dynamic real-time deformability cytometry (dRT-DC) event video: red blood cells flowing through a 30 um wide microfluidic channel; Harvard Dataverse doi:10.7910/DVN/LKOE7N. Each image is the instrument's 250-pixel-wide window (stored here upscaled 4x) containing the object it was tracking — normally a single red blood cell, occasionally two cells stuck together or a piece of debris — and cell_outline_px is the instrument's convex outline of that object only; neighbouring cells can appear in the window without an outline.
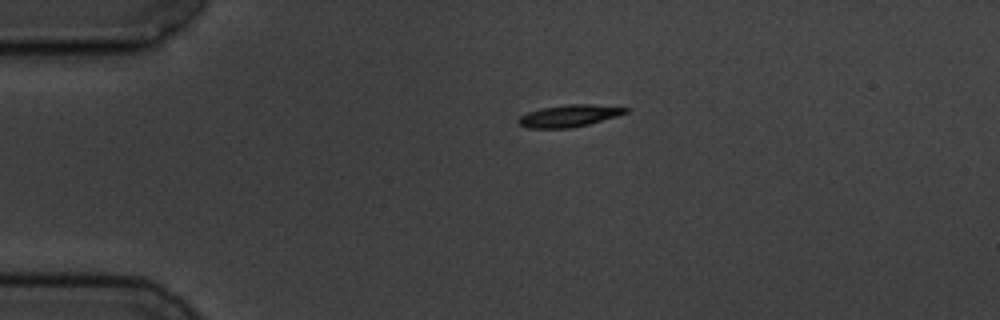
{"species": "common noctule bat (a hibernating species)", "species_latin": "Nyctalus noctula", "temperature_condition": "cold", "stored_images_in_passage": 2, "camera_frame_rate_fps": 3000, "um_per_image_px": 0.085, "animal": {"sex": "male", "body_mass_g": 19.5, "forearm_length_mm": 54.6}, "frame": {"image": 1, "passage_image": 1, "time_ms": 0.0, "image_size_px": [1000, 320], "cell_outline_px": [[628, 112], [616, 116], [588, 124], [572, 128], [528, 128], [520, 124], [516, 120], [520, 116], [528, 112], [540, 108], [568, 104], [592, 104], [628, 108]], "centroid_in_image_um": [48.34, 9.84], "position_along_channel_um": 36.7, "area_um2": 13.64}}